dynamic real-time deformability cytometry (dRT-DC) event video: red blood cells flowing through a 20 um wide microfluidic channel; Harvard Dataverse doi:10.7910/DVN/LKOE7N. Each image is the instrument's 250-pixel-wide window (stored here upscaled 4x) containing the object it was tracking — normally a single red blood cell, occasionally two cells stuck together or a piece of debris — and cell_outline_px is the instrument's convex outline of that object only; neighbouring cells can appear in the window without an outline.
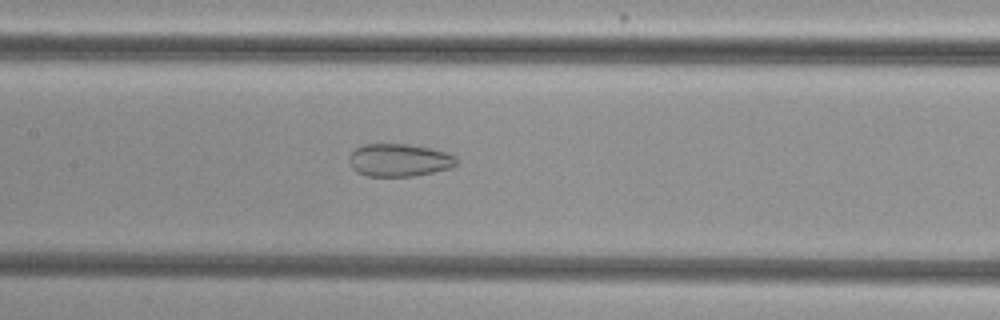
{"species": "common noctule bat (a hibernating species)", "species_latin": "Nyctalus noctula", "temperature_condition": "cold", "stored_images_in_passage": 48, "camera_frame_rate_fps": 3000, "um_per_image_px": 0.085, "animal": {"sex": "female", "body_mass_g": 29.2, "forearm_length_mm": 56.3}, "frame": {"image": 1, "passage_image": 20, "time_ms": 6.333, "image_size_px": [1000, 320], "cell_outline_px": [[456, 164], [452, 168], [412, 176], [368, 176], [356, 172], [352, 168], [348, 160], [348, 156], [356, 148], [364, 144], [408, 144], [432, 148], [448, 152], [456, 156]], "centroid_in_image_um": [33.93, 13.6], "position_along_channel_um": 173.5, "area_um2": 20.63}}
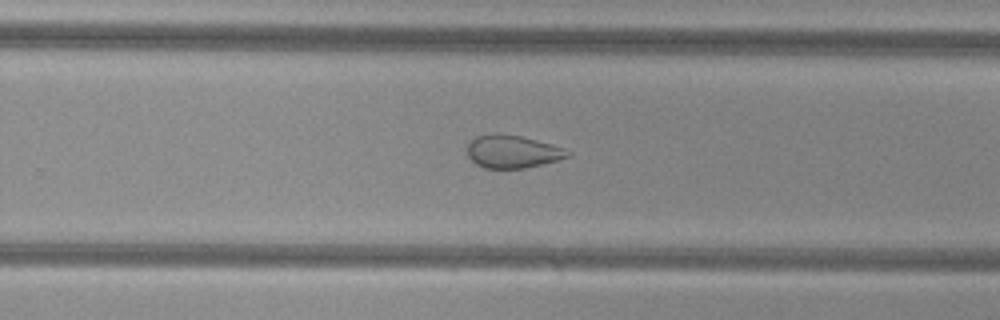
{"frame": {"image": 2, "passage_image": 29, "time_ms": 9.333, "image_size_px": [1000, 320], "cell_outline_px": [[572, 152], [568, 156], [556, 160], [524, 168], [484, 168], [476, 164], [468, 156], [468, 144], [476, 136], [496, 132], [520, 136], [552, 144], [564, 148]], "centroid_in_image_um": [43.54, 12.87], "position_along_channel_um": 286.3, "area_um2": 19.07}}
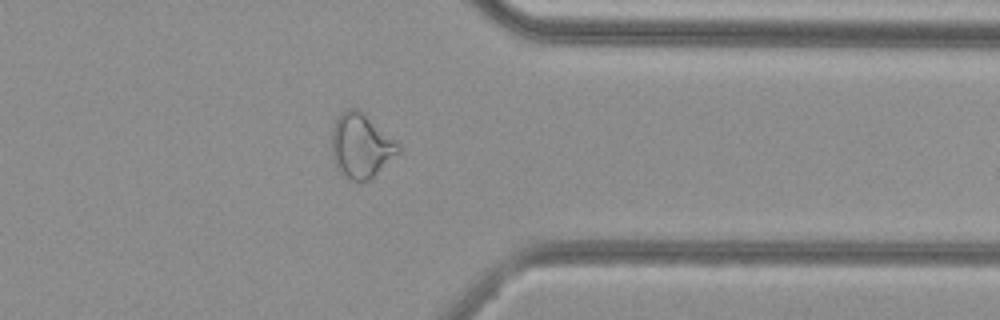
{"frame": {"image": 3, "passage_image": 37, "time_ms": 12.0, "image_size_px": [1000, 320], "cell_outline_px": [[400, 152], [368, 180], [352, 180], [344, 176], [336, 168], [332, 160], [332, 128], [336, 120], [348, 108], [356, 108], [400, 144]], "centroid_in_image_um": [30.66, 12.41], "position_along_channel_um": 380.7, "area_um2": 24.39}, "authors_computed_cell_mechanics": {"area_um2": 25.5187, "velocity_mm_per_s": 3.769, "shape_relaxation_time_tau1_ms": null, "shape_relaxation_time_tau2_ms": 2.3743, "deformation_change_tau1": null, "deformation_change_tau2": 0.0879}}